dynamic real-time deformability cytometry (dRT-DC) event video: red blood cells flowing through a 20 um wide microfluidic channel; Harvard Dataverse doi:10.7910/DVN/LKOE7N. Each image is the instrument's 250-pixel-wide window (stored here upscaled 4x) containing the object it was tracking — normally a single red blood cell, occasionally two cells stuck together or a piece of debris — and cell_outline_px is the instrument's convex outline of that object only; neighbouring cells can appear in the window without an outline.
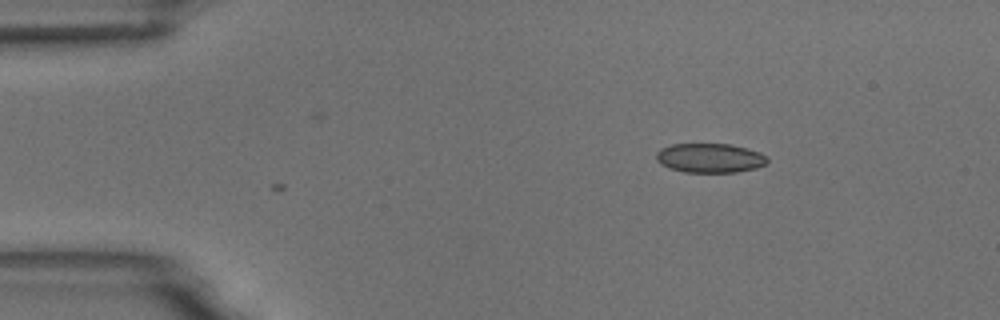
{"species": "common noctule bat (a hibernating species)", "species_latin": "Nyctalus noctula", "temperature_condition": "room temperature", "stored_images_in_passage": 3, "camera_frame_rate_fps": 3000, "um_per_image_px": 0.085, "animal": {"sex": "male", "body_mass_g": 18.8}, "frame": {"image": 1, "passage_image": 3, "time_ms": 2.333, "image_size_px": [1000, 320], "cell_outline_px": [[768, 160], [764, 164], [756, 168], [736, 172], [684, 172], [668, 168], [660, 164], [656, 160], [656, 152], [660, 148], [672, 144], [732, 144], [760, 152], [768, 156]], "centroid_in_image_um": [60.32, 13.43], "position_along_channel_um": 24.7, "area_um2": 19.13}}